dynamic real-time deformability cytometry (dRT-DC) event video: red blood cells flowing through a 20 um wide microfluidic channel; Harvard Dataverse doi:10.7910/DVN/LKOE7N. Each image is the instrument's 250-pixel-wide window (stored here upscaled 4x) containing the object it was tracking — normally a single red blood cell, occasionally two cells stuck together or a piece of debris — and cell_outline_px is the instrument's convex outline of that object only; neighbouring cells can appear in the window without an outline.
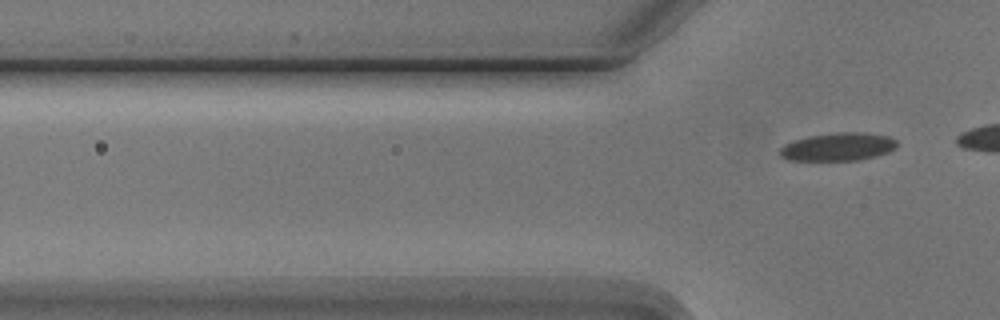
{"species": "Egyptian fruit bat (a non-hibernating species)", "species_latin": "Rousettus aegyptiacus", "temperature_condition": "cold", "stored_images_in_passage": 7, "segment_of_instrument_passage": [2, 2], "camera_frame_rate_fps": 3000, "um_per_image_px": 0.085, "animal": {"sex": "male"}, "frame": {"image": 1, "passage_image": 7, "time_ms": 7.667, "image_size_px": [1000, 320], "cell_outline_px": [[896, 148], [888, 152], [876, 156], [860, 160], [788, 160], [780, 156], [780, 148], [784, 144], [808, 136], [840, 132], [860, 132], [888, 136], [896, 140]], "centroid_in_image_um": [71.24, 12.48], "position_along_channel_um": 54.6, "area_um2": 19.02}}